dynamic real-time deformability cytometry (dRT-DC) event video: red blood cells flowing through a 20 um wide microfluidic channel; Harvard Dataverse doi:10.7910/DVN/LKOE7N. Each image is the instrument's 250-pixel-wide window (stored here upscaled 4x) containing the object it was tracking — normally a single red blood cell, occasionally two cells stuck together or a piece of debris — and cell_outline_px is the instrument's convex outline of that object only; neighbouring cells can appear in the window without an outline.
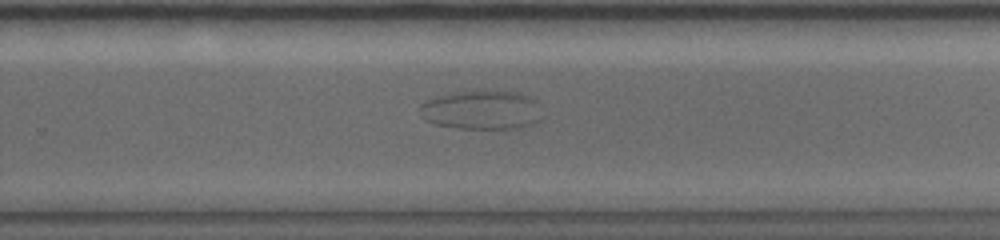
{"species": "common noctule bat (a hibernating species)", "species_latin": "Nyctalus noctula", "temperature_condition": "warm", "stored_images_in_passage": 32, "camera_frame_rate_fps": 5000, "um_per_image_px": 0.085, "animal": {"sex": "female", "body_mass_g": 19.0, "forearm_length_mm": 56.7}, "frame": {"image": 1, "passage_image": 21, "time_ms": 11.6, "image_size_px": [1000, 240], "cell_outline_px": [[544, 116], [540, 120], [532, 124], [516, 128], [456, 128], [436, 124], [424, 120], [420, 108], [420, 104], [428, 100], [440, 96], [456, 92], [516, 92], [528, 96], [536, 100]], "centroid_in_image_um": [40.99, 9.37], "position_along_channel_um": 288.8, "area_um2": 27.4}}
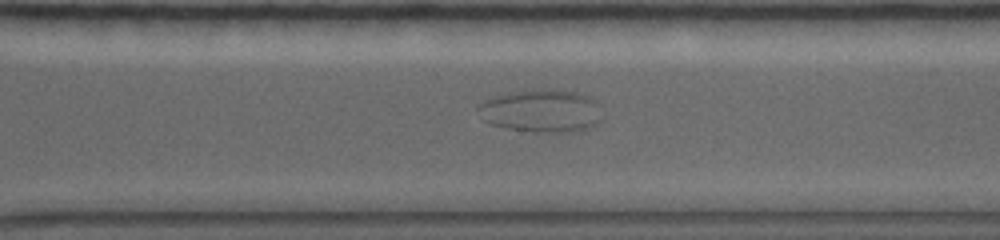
{"frame": {"image": 2, "passage_image": 23, "time_ms": 12.8, "image_size_px": [1000, 240], "cell_outline_px": [[600, 120], [596, 124], [588, 128], [572, 132], [536, 132], [508, 128], [492, 124], [484, 120], [476, 108], [484, 100], [492, 96], [508, 92], [536, 88], [544, 88], [576, 92], [588, 96], [596, 100]], "centroid_in_image_um": [45.98, 9.4], "position_along_channel_um": 324.6, "area_um2": 31.04}}
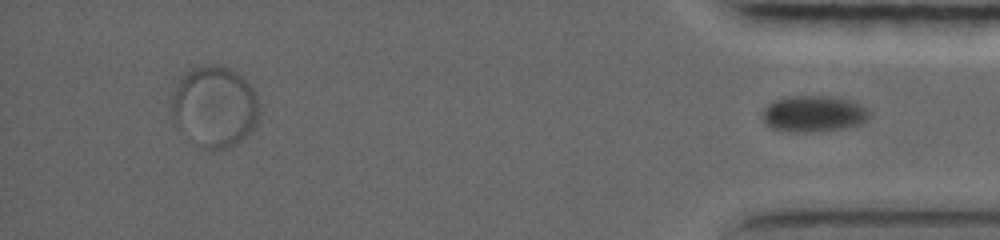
{"frame": {"image": 3, "passage_image": 32, "time_ms": 18.6, "image_size_px": [1000, 240], "cell_outline_px": [[868, 116], [860, 124], [848, 128], [808, 132], [796, 132], [772, 128], [760, 116], [764, 108], [768, 104], [784, 96], [824, 96], [852, 100], [860, 104], [868, 112]], "centroid_in_image_um": [69.12, 9.66], "position_along_channel_um": 366.1, "area_um2": 22.43}}